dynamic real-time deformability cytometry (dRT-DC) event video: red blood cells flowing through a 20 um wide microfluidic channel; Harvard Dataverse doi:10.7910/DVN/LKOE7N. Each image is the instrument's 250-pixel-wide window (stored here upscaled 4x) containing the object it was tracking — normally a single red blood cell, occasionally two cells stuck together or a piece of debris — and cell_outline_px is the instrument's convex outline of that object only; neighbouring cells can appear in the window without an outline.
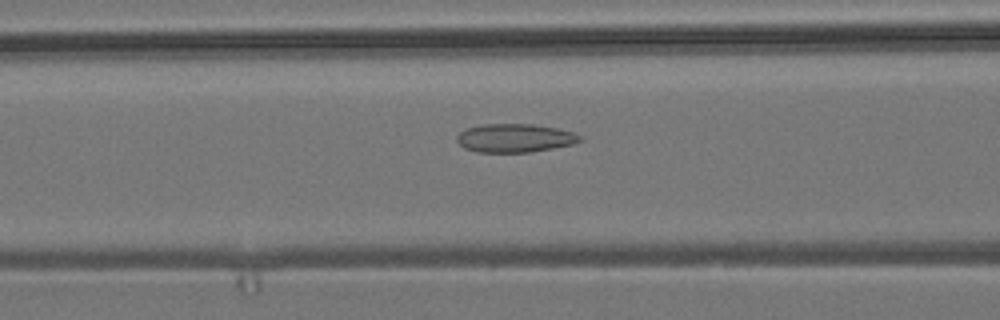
{"species": "common noctule bat (a hibernating species)", "species_latin": "Nyctalus noctula", "temperature_condition": "room temperature", "stored_images_in_passage": 18, "camera_frame_rate_fps": 3000, "um_per_image_px": 0.085, "animal": {"sex": "male", "body_mass_g": 19.2, "forearm_length_mm": 51.8}, "frame": {"image": 1, "passage_image": 6, "time_ms": 1.667, "image_size_px": [1000, 320], "cell_outline_px": [[584, 140], [572, 144], [552, 148], [528, 152], [476, 152], [464, 148], [456, 140], [456, 136], [460, 132], [468, 128], [484, 124], [532, 124], [556, 128], [576, 132], [584, 136]], "centroid_in_image_um": [43.8, 11.73], "position_along_channel_um": 122.8, "area_um2": 20.52}}
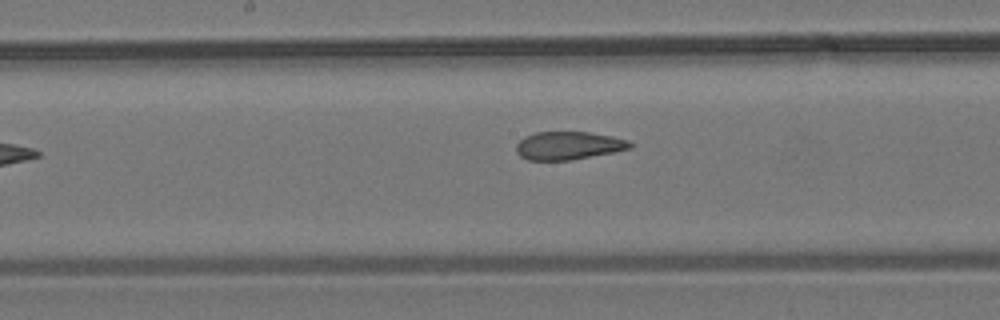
{"frame": {"image": 2, "passage_image": 12, "time_ms": 3.667, "image_size_px": [1000, 320], "cell_outline_px": [[632, 148], [572, 160], [528, 160], [520, 156], [516, 152], [516, 144], [524, 136], [536, 132], [588, 132], [612, 136], [628, 140], [632, 144]], "centroid_in_image_um": [48.29, 12.37], "position_along_channel_um": 199.9, "area_um2": 18.61}}
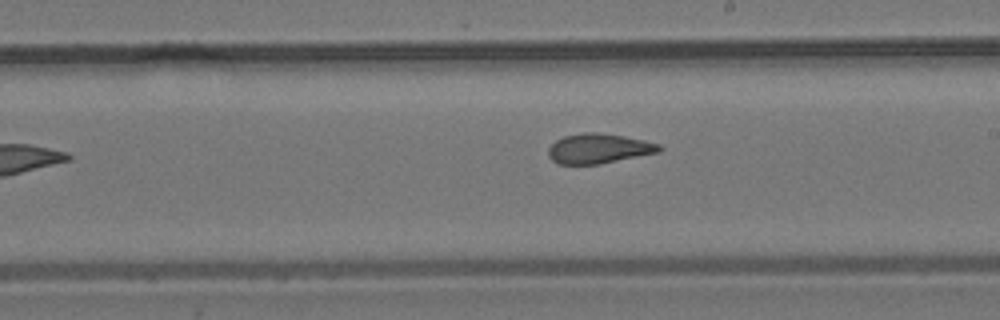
{"frame": {"image": 3, "passage_image": 15, "time_ms": 4.667, "image_size_px": [1000, 320], "cell_outline_px": [[664, 148], [660, 152], [600, 164], [556, 164], [548, 156], [548, 148], [556, 140], [564, 136], [584, 132], [596, 132], [624, 136], [644, 140], [660, 144]], "centroid_in_image_um": [50.9, 12.63], "position_along_channel_um": 238.1, "area_um2": 19.42}}